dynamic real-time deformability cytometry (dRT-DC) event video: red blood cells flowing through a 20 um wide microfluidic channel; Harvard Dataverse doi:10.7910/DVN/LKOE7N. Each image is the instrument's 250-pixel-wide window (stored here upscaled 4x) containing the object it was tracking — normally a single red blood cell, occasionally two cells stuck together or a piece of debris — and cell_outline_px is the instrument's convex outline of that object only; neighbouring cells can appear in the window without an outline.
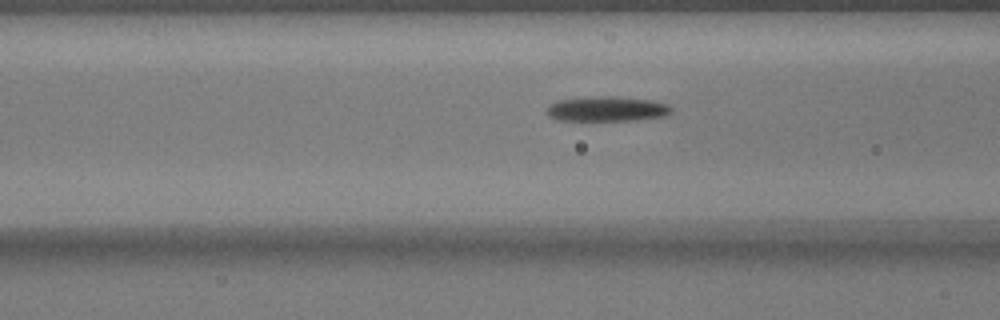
{"species": "common noctule bat (a hibernating species)", "species_latin": "Nyctalus noctula", "temperature_condition": "warm", "stored_images_in_passage": 15, "camera_frame_rate_fps": 3000, "um_per_image_px": 0.085, "animal": {"sex": "male", "body_mass_g": 17.9}, "frame": {"image": 1, "passage_image": 13, "time_ms": 4.0, "image_size_px": [1000, 320], "cell_outline_px": [[672, 112], [664, 116], [636, 120], [556, 120], [548, 116], [548, 104], [556, 100], [596, 96], [616, 96], [652, 100], [668, 104], [672, 108]], "centroid_in_image_um": [51.59, 9.25], "position_along_channel_um": 115.0, "area_um2": 18.21}}